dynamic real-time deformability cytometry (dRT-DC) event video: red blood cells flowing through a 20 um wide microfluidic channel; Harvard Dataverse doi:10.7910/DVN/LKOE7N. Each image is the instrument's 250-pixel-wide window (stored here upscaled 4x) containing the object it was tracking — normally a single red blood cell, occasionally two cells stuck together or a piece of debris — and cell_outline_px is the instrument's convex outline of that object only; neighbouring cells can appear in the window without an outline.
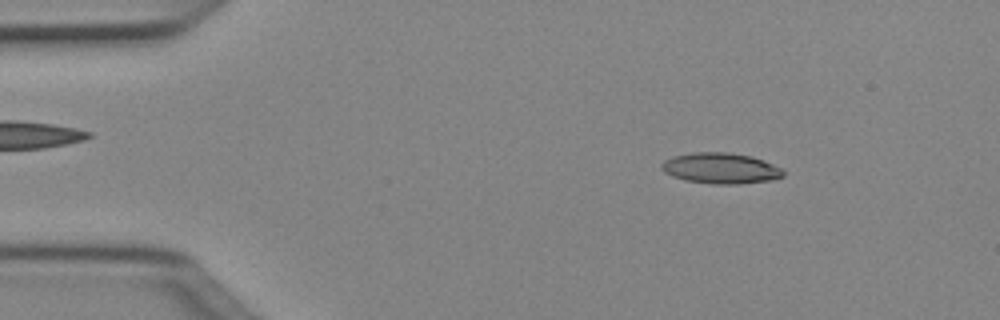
{"species": "Egyptian fruit bat (a non-hibernating species)", "species_latin": "Rousettus aegyptiacus", "temperature_condition": "cold", "stored_images_in_passage": 48, "camera_frame_rate_fps": 3000, "um_per_image_px": 0.085, "animal": {"sex": "female"}, "frame": {"image": 1, "passage_image": 6, "time_ms": 1.667, "image_size_px": [1000, 320], "cell_outline_px": [[784, 176], [776, 180], [740, 184], [712, 184], [684, 180], [672, 176], [664, 172], [660, 168], [660, 164], [664, 160], [672, 156], [692, 152], [728, 152], [752, 156], [764, 160], [784, 168]], "centroid_in_image_um": [61.29, 14.3], "position_along_channel_um": 23.7, "area_um2": 22.37}}
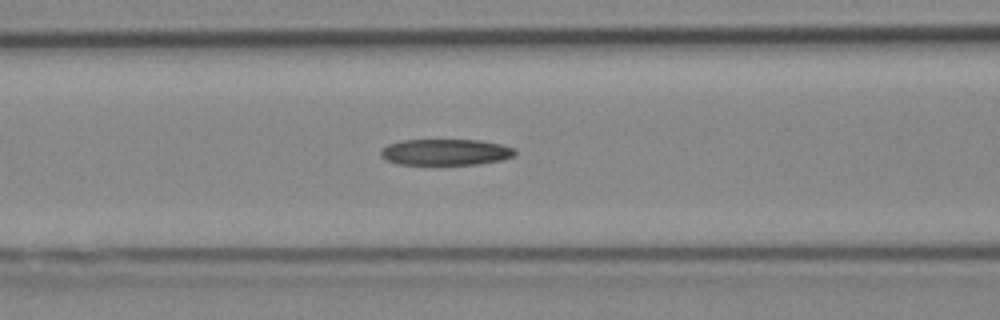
{"frame": {"image": 2, "passage_image": 19, "time_ms": 6.0, "image_size_px": [1000, 320], "cell_outline_px": [[516, 156], [500, 160], [476, 164], [396, 164], [380, 156], [380, 148], [388, 144], [400, 140], [480, 140], [500, 144], [516, 148]], "centroid_in_image_um": [37.87, 12.92], "position_along_channel_um": 128.7, "area_um2": 20.58}}
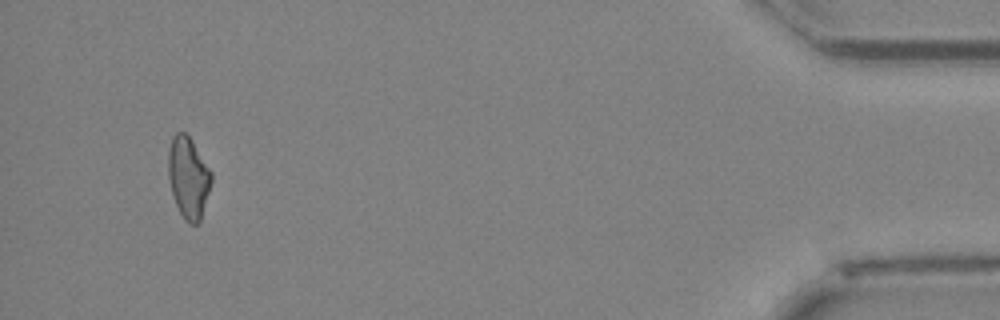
{"frame": {"image": 3, "passage_image": 46, "time_ms": 15.0, "image_size_px": [1000, 320], "cell_outline_px": [[212, 180], [200, 220], [196, 224], [188, 224], [184, 220], [176, 204], [172, 192], [168, 176], [168, 148], [172, 136], [176, 132], [184, 132], [192, 140], [212, 172]], "centroid_in_image_um": [16.0, 15.06], "position_along_channel_um": 419.2, "area_um2": 20.4}, "authors_computed_cell_mechanics": {"area_um2": 21.1837, "velocity_mm_per_s": 4.0556, "shape_relaxation_time_tau1_ms": null, "shape_relaxation_time_tau2_ms": 5.5999, "deformation_change_tau1": null, "deformation_change_tau2": 0.1797}}